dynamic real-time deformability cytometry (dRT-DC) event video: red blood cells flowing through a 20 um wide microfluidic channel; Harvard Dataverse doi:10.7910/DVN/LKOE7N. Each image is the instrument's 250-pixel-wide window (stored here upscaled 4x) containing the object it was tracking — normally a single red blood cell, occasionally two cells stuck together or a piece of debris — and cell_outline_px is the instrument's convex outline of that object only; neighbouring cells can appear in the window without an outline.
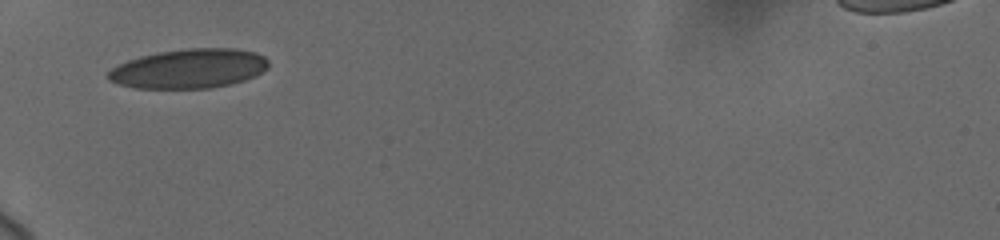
{"species": "human", "species_latin": "Homo sapiens", "temperature_condition": "cold", "stored_images_in_passage": 3, "camera_frame_rate_fps": 3000, "um_per_image_px": 0.085, "donor": {"sex": "female"}, "frame": {"image": 1, "passage_image": 1, "time_ms": 0.0, "image_size_px": [1000, 240], "cell_outline_px": [[268, 68], [244, 80], [212, 88], [136, 88], [120, 84], [108, 80], [108, 72], [112, 68], [128, 60], [140, 56], [160, 52], [188, 48], [236, 48], [256, 52], [264, 56], [268, 60]], "centroid_in_image_um": [16.08, 5.82], "position_along_channel_um": 68.9, "area_um2": 36.59}}